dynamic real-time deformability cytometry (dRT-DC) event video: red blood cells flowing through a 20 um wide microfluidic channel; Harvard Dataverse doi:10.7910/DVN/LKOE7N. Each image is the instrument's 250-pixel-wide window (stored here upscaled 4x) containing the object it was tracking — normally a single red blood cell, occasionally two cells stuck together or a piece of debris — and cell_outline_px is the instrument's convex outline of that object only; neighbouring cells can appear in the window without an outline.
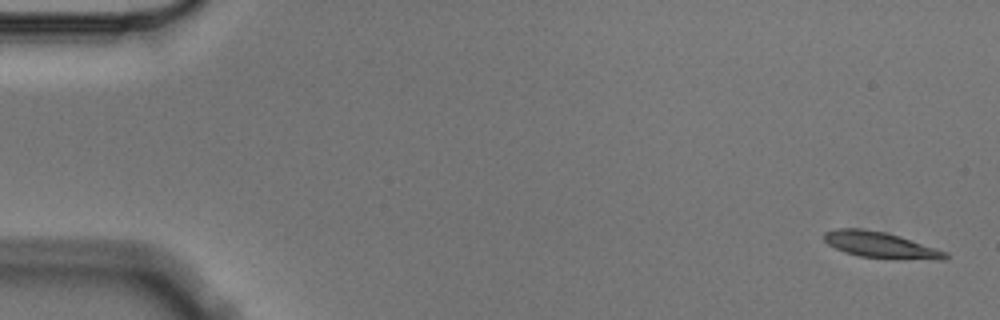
{"species": "Egyptian fruit bat (a non-hibernating species)", "species_latin": "Rousettus aegyptiacus", "temperature_condition": "cold", "stored_images_in_passage": 4, "camera_frame_rate_fps": 3000, "um_per_image_px": 0.085, "animal": {"sex": "male"}, "frame": {"image": 1, "passage_image": 1, "time_ms": 0.0, "image_size_px": [1000, 320], "cell_outline_px": [[948, 256], [944, 260], [896, 260], [860, 256], [844, 252], [828, 244], [824, 240], [824, 232], [836, 228], [864, 228], [884, 232], [900, 236], [948, 252]], "centroid_in_image_um": [74.88, 20.84], "position_along_channel_um": 10.1, "area_um2": 18.79}}
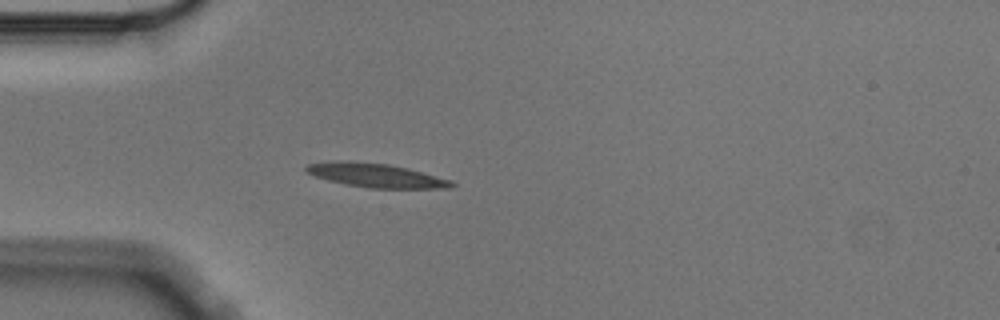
{"frame": {"image": 2, "passage_image": 4, "time_ms": 1.0, "image_size_px": [1000, 320], "cell_outline_px": [[456, 184], [452, 188], [368, 188], [344, 184], [328, 180], [316, 176], [308, 172], [304, 168], [308, 164], [336, 160], [388, 164], [408, 168], [452, 180]], "centroid_in_image_um": [31.99, 14.91], "position_along_channel_um": 53.0, "area_um2": 20.17}}